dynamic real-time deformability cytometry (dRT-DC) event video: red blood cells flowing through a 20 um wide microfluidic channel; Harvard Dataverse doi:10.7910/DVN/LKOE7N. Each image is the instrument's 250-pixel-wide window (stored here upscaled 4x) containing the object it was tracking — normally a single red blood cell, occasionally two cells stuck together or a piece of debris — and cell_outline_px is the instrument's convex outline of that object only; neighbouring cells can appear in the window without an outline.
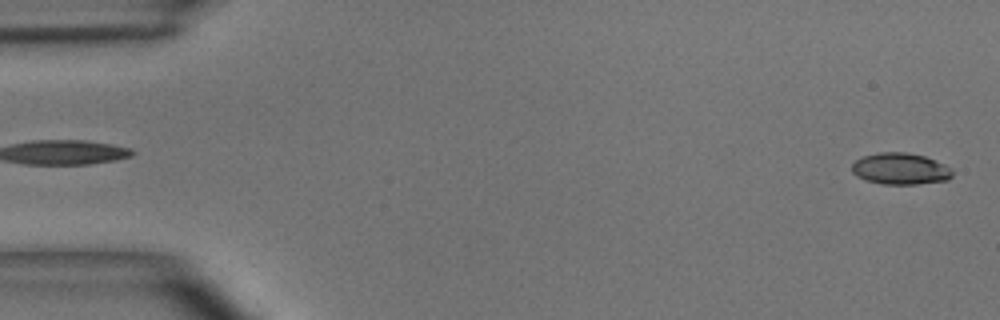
{"species": "common noctule bat (a hibernating species)", "species_latin": "Nyctalus noctula", "temperature_condition": "room temperature", "stored_images_in_passage": 48, "camera_frame_rate_fps": 3000, "um_per_image_px": 0.085, "animal": {"sex": "male", "body_mass_g": 15.6}, "frame": {"image": 1, "passage_image": 1, "time_ms": 0.0, "image_size_px": [1000, 320], "cell_outline_px": [[952, 176], [948, 180], [916, 184], [884, 184], [868, 180], [856, 176], [852, 172], [852, 164], [856, 160], [864, 156], [880, 152], [904, 152], [924, 156], [936, 160], [952, 168]], "centroid_in_image_um": [76.55, 14.34], "position_along_channel_um": 8.4, "area_um2": 18.38}}
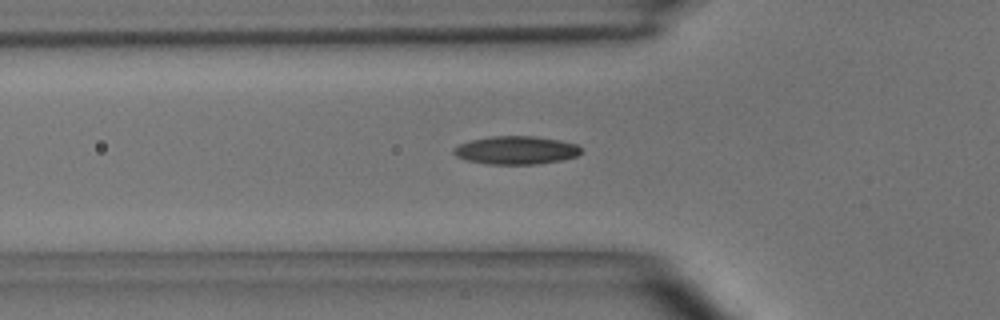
{"frame": {"image": 2, "passage_image": 16, "time_ms": 5.0, "image_size_px": [1000, 320], "cell_outline_px": [[580, 152], [576, 156], [560, 160], [536, 164], [488, 164], [468, 160], [456, 156], [452, 152], [452, 148], [468, 140], [492, 136], [536, 136], [560, 140], [576, 144], [580, 148]], "centroid_in_image_um": [43.82, 12.76], "position_along_channel_um": 82.0, "area_um2": 20.87}}
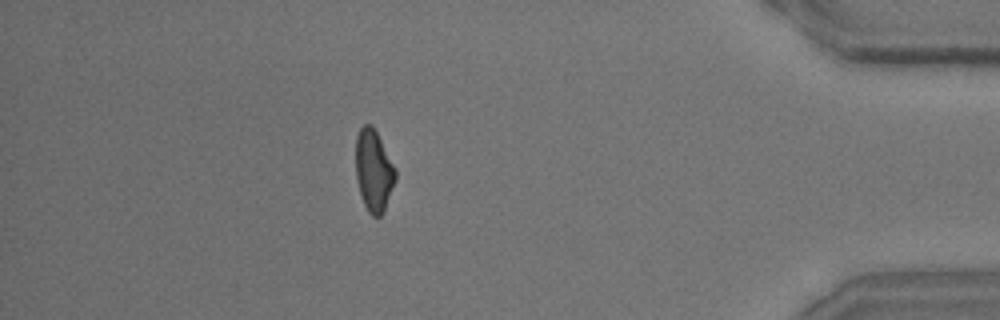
{"frame": {"image": 3, "passage_image": 43, "time_ms": 14.0, "image_size_px": [1000, 320], "cell_outline_px": [[396, 180], [384, 212], [380, 216], [372, 216], [368, 212], [364, 204], [360, 192], [356, 176], [356, 136], [360, 128], [364, 124], [372, 124], [396, 168]], "centroid_in_image_um": [31.78, 14.5], "position_along_channel_um": 403.4, "area_um2": 18.96}, "authors_computed_cell_mechanics": {"area_um2": 19.3052, "velocity_mm_per_s": 4.0604, "shape_relaxation_time_tau1_ms": 6.7568, "shape_relaxation_time_tau2_ms": 2.7679, "deformation_change_tau1": 0.1747, "deformation_change_tau2": 0.0993}}